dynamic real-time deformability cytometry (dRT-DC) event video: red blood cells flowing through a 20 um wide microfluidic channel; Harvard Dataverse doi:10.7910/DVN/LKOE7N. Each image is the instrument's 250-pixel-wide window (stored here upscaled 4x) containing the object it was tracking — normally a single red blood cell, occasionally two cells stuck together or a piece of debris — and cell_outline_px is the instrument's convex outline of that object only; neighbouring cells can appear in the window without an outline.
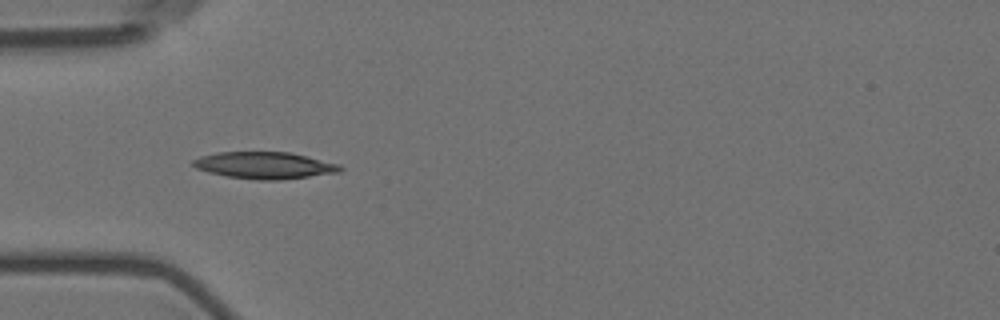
{"species": "Egyptian fruit bat (a non-hibernating species)", "species_latin": "Rousettus aegyptiacus", "temperature_condition": "room temperature", "stored_images_in_passage": 3, "camera_frame_rate_fps": 3000, "um_per_image_px": 0.085, "animal": {"sex": "female"}, "frame": {"image": 1, "passage_image": 3, "time_ms": 2.667, "image_size_px": [1000, 320], "cell_outline_px": [[344, 168], [340, 172], [280, 180], [256, 180], [228, 176], [208, 172], [196, 168], [192, 164], [192, 160], [200, 156], [216, 152], [288, 152], [340, 164]], "centroid_in_image_um": [22.48, 14.05], "position_along_channel_um": 62.5, "area_um2": 22.95}}